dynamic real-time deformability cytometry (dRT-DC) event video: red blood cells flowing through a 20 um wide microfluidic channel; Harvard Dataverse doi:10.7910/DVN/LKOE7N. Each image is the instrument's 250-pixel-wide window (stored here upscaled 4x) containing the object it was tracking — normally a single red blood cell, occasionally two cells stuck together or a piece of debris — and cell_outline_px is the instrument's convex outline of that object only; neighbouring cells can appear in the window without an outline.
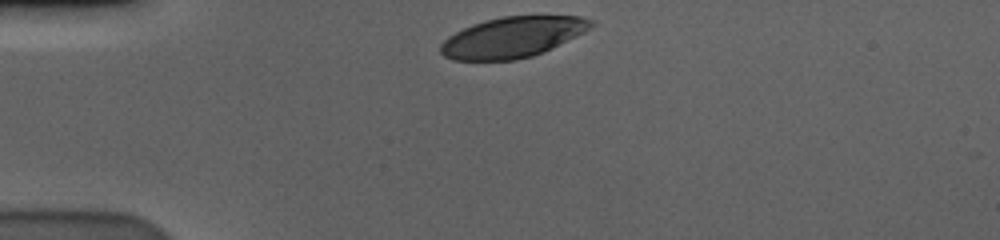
{"species": "human", "species_latin": "Homo sapiens", "temperature_condition": "cold", "stored_images_in_passage": 34, "camera_frame_rate_fps": 3000, "um_per_image_px": 0.085, "donor": {"sex": "male"}, "frame": {"image": 1, "passage_image": 1, "time_ms": 0.0, "image_size_px": [1000, 240], "cell_outline_px": [[596, 24], [584, 32], [544, 52], [532, 56], [516, 60], [452, 60], [444, 56], [440, 52], [440, 44], [448, 36], [472, 24], [484, 20], [500, 16], [580, 16], [592, 20]], "centroid_in_image_um": [43.55, 3.16], "position_along_channel_um": 41.4, "area_um2": 35.66}}
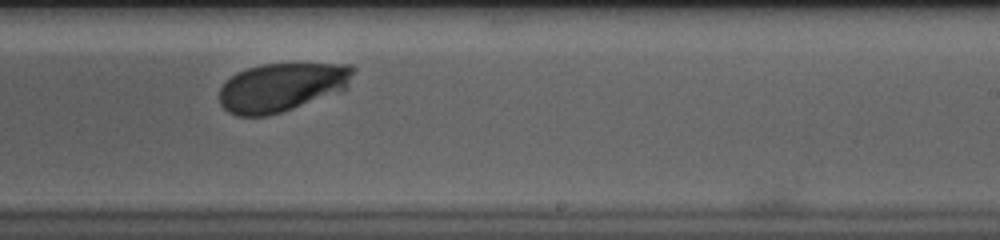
{"frame": {"image": 2, "passage_image": 23, "time_ms": 7.333, "image_size_px": [1000, 240], "cell_outline_px": [[356, 68], [348, 88], [292, 108], [268, 116], [236, 116], [228, 112], [220, 104], [220, 88], [236, 72], [260, 64], [352, 64]], "centroid_in_image_um": [23.96, 7.4], "position_along_channel_um": 265.0, "area_um2": 37.74}}
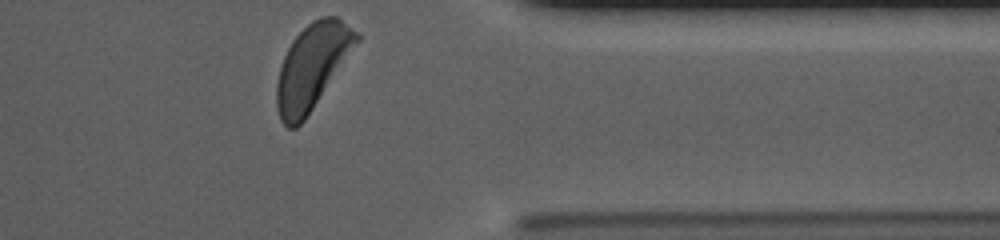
{"frame": {"image": 3, "passage_image": 34, "time_ms": 11.0, "image_size_px": [1000, 240], "cell_outline_px": [[360, 40], [304, 120], [296, 128], [288, 128], [280, 120], [276, 108], [276, 84], [280, 68], [284, 56], [292, 40], [312, 20], [320, 16], [336, 16], [360, 32]], "centroid_in_image_um": [26.53, 5.64], "position_along_channel_um": 384.9, "area_um2": 39.25}, "authors_computed_cell_mechanics": {"area_um2": 38.6682, "velocity_mm_per_s": 3.5397, "shape_relaxation_time_tau1_ms": 3.9555, "shape_relaxation_time_tau2_ms": null, "deformation_change_tau1": 0.2178, "deformation_change_tau2": null}}